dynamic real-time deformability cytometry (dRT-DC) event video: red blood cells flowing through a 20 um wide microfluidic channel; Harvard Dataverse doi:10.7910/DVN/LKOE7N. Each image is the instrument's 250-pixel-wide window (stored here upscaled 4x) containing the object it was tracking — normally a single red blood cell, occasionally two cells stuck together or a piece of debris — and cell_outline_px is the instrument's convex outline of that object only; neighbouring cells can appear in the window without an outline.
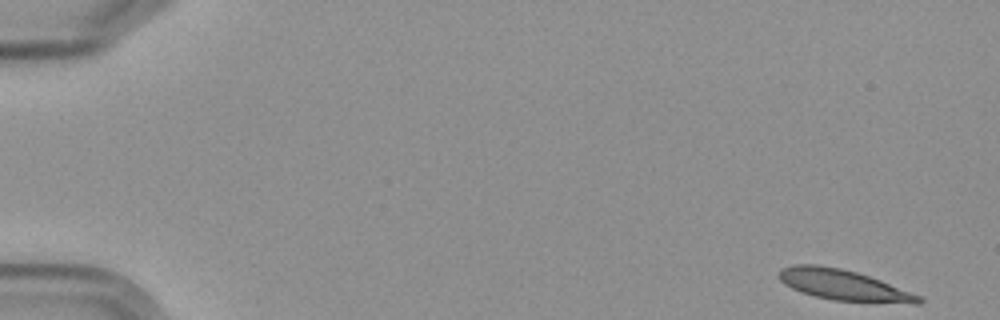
{"species": "Egyptian fruit bat (a non-hibernating species)", "species_latin": "Rousettus aegyptiacus", "temperature_condition": "cold", "stored_images_in_passage": 4, "camera_frame_rate_fps": 3000, "um_per_image_px": 0.085, "frame": {"image": 1, "passage_image": 1, "time_ms": 0.0, "image_size_px": [1000, 320], "cell_outline_px": [[924, 300], [920, 304], [912, 304], [832, 300], [816, 296], [792, 288], [784, 284], [780, 280], [780, 268], [796, 264], [816, 264], [840, 268], [856, 272], [880, 280], [920, 296]], "centroid_in_image_um": [71.71, 24.23], "position_along_channel_um": 13.3, "area_um2": 24.68}}